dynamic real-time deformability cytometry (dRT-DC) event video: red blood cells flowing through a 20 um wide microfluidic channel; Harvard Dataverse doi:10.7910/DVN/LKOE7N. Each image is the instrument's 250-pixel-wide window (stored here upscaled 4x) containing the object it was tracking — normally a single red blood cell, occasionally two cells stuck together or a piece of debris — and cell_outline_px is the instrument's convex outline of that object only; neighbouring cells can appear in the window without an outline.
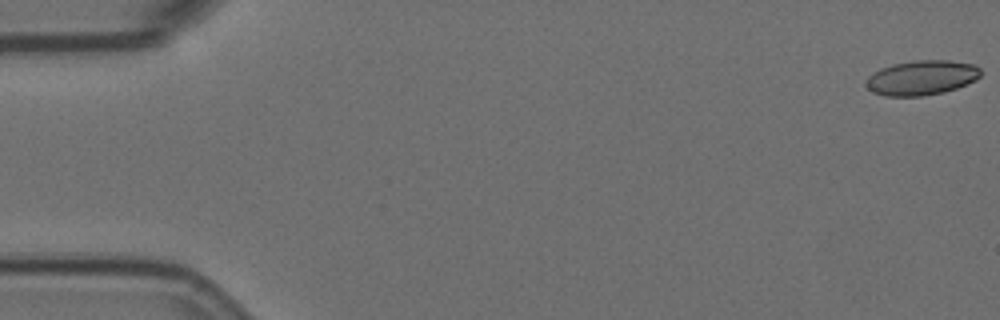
{"species": "Egyptian fruit bat (a non-hibernating species)", "species_latin": "Rousettus aegyptiacus", "temperature_condition": "room temperature", "stored_images_in_passage": 5, "camera_frame_rate_fps": 3000, "um_per_image_px": 0.085, "animal": {"sex": "female"}, "frame": {"image": 1, "passage_image": 1, "time_ms": 0.0, "image_size_px": [1000, 320], "cell_outline_px": [[980, 76], [976, 80], [956, 88], [944, 92], [920, 96], [888, 96], [872, 92], [864, 84], [864, 80], [872, 72], [880, 68], [892, 64], [912, 60], [948, 60], [972, 64], [980, 68]], "centroid_in_image_um": [78.29, 6.6], "position_along_channel_um": 6.7, "area_um2": 23.35}}
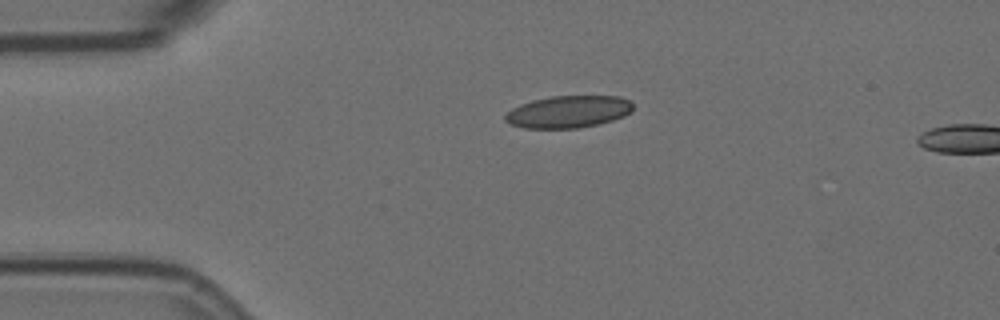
{"frame": {"image": 2, "passage_image": 4, "time_ms": 1.0, "image_size_px": [1000, 320], "cell_outline_px": [[632, 108], [624, 116], [612, 120], [596, 124], [576, 128], [524, 128], [512, 124], [504, 120], [504, 116], [512, 108], [520, 104], [532, 100], [552, 96], [620, 96], [632, 100]], "centroid_in_image_um": [48.3, 9.48], "position_along_channel_um": 36.7, "area_um2": 23.81}}